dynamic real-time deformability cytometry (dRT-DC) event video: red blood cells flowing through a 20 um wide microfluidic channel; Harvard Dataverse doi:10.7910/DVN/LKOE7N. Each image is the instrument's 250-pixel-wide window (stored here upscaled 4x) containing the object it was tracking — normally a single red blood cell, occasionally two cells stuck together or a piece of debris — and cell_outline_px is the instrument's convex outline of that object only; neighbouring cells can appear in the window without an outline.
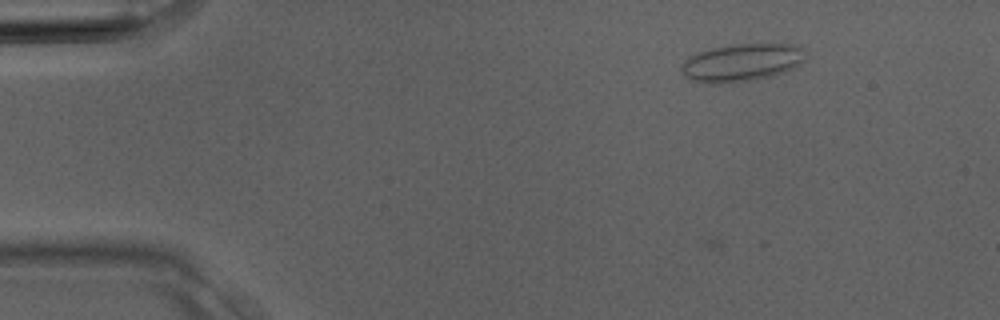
{"species": "Egyptian fruit bat (a non-hibernating species)", "species_latin": "Rousettus aegyptiacus", "temperature_condition": "room temperature", "stored_images_in_passage": 4, "camera_frame_rate_fps": 3000, "um_per_image_px": 0.085, "animal": {"sex": "male"}, "frame": {"image": 1, "passage_image": 2, "time_ms": 0.333, "image_size_px": [1000, 320], "cell_outline_px": [[804, 60], [800, 64], [784, 72], [772, 76], [748, 80], [688, 80], [684, 76], [680, 68], [684, 60], [700, 52], [712, 48], [736, 44], [792, 44], [804, 48]], "centroid_in_image_um": [63.1, 5.27], "position_along_channel_um": 21.9, "area_um2": 26.18}}